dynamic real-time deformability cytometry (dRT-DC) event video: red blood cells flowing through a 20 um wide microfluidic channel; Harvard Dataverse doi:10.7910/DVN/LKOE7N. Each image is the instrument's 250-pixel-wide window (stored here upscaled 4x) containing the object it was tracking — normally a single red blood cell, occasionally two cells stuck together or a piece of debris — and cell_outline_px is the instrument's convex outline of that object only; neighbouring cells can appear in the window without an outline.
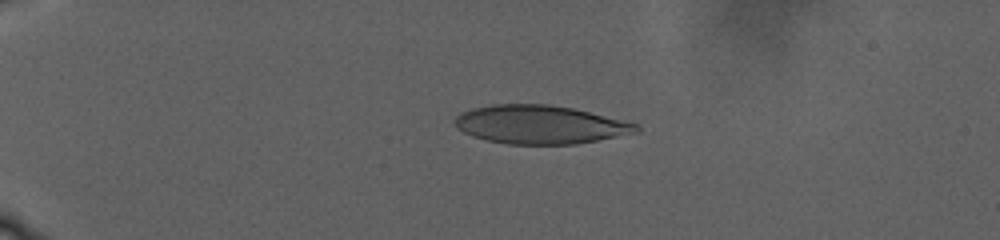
{"species": "human", "species_latin": "Homo sapiens", "temperature_condition": "warm", "stored_images_in_passage": 35, "camera_frame_rate_fps": 3000, "um_per_image_px": 0.085, "donor": {"sex": "male"}, "frame": {"image": 1, "passage_image": 9, "time_ms": 8.667, "image_size_px": [1000, 240], "cell_outline_px": [[640, 132], [576, 144], [508, 144], [488, 140], [472, 136], [456, 128], [452, 120], [460, 112], [472, 108], [492, 104], [548, 104], [572, 108], [640, 124]], "centroid_in_image_um": [45.88, 10.58], "position_along_channel_um": 39.1, "area_um2": 40.86}}
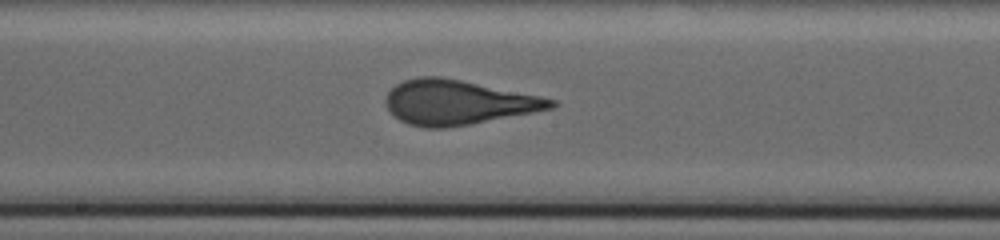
{"frame": {"image": 2, "passage_image": 23, "time_ms": 20.0, "image_size_px": [1000, 240], "cell_outline_px": [[556, 104], [552, 108], [472, 124], [444, 128], [424, 128], [408, 124], [400, 120], [388, 112], [384, 104], [384, 100], [388, 92], [396, 84], [404, 80], [420, 76], [440, 76], [540, 96], [556, 100]], "centroid_in_image_um": [38.84, 8.71], "position_along_channel_um": 209.4, "area_um2": 42.83}}
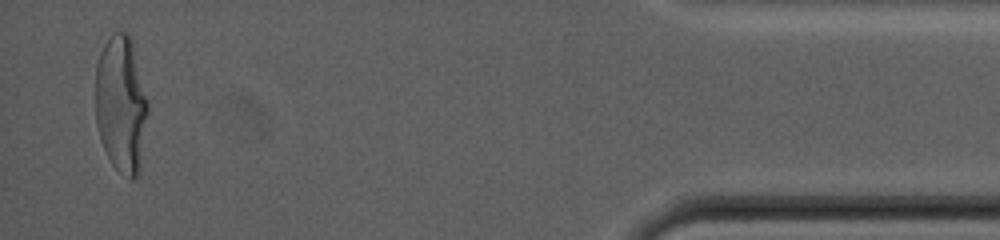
{"frame": {"image": 3, "passage_image": 35, "time_ms": 32.667, "image_size_px": [1000, 240], "cell_outline_px": [[148, 112], [136, 176], [128, 180], [112, 164], [100, 140], [96, 124], [96, 64], [100, 52], [104, 44], [112, 32], [128, 32], [132, 36], [148, 100]], "centroid_in_image_um": [10.28, 8.75], "position_along_channel_um": 424.9, "area_um2": 41.85}, "authors_computed_cell_mechanics": {"area_um2": 41.3848, "velocity_mm_per_s": 2.185, "shape_relaxation_time_tau1_ms": 9.6313, "shape_relaxation_time_tau2_ms": null, "deformation_change_tau1": 0.2691, "deformation_change_tau2": null}}